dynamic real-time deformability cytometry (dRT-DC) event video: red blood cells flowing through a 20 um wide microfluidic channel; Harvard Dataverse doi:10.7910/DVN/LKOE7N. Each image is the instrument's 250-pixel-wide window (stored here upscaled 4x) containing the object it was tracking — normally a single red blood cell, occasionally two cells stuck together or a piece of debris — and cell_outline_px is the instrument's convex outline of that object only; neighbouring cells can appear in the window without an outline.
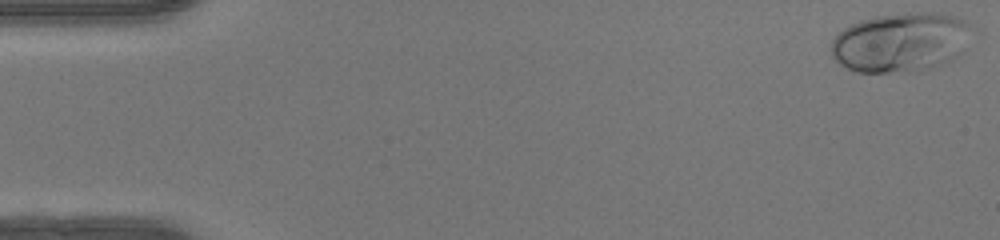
{"species": "human", "species_latin": "Homo sapiens", "temperature_condition": "warm", "stored_images_in_passage": 48, "camera_frame_rate_fps": 3000, "um_per_image_px": 0.085, "donor": {"sex": "female"}, "frame": {"image": 1, "passage_image": 1, "time_ms": 0.0, "image_size_px": [1000, 240], "cell_outline_px": [[980, 32], [964, 52], [952, 60], [928, 68], [912, 72], [856, 72], [840, 64], [832, 56], [832, 40], [844, 28], [860, 20], [876, 16], [908, 12], [940, 12], [960, 16], [980, 28]], "centroid_in_image_um": [76.76, 3.56], "position_along_channel_um": 8.2, "area_um2": 50.34}}
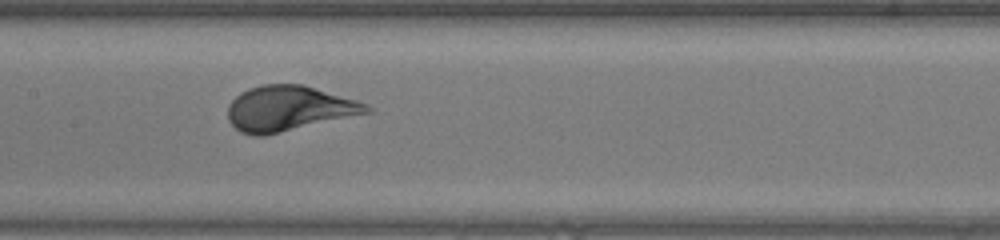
{"frame": {"image": 2, "passage_image": 24, "time_ms": 7.667, "image_size_px": [1000, 240], "cell_outline_px": [[372, 112], [264, 136], [252, 136], [240, 132], [228, 120], [228, 104], [240, 92], [248, 88], [264, 84], [304, 84], [356, 100], [368, 104], [372, 108]], "centroid_in_image_um": [24.54, 9.22], "position_along_channel_um": 182.9, "area_um2": 36.7}}
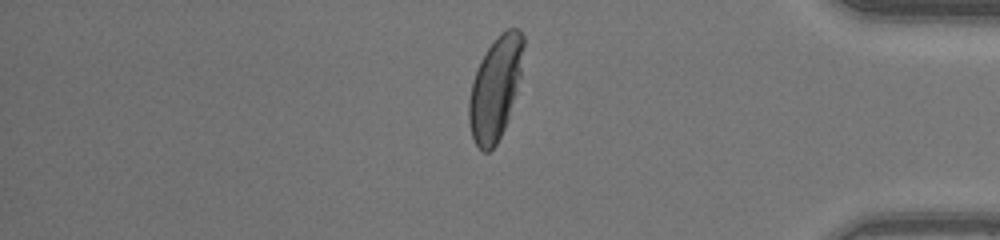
{"frame": {"image": 3, "passage_image": 41, "time_ms": 13.333, "image_size_px": [1000, 240], "cell_outline_px": [[524, 44], [520, 76], [516, 92], [508, 120], [496, 144], [488, 152], [484, 152], [476, 144], [472, 136], [468, 120], [468, 100], [472, 84], [480, 60], [496, 36], [500, 32], [508, 28], [516, 28], [524, 36]], "centroid_in_image_um": [42.1, 7.48], "position_along_channel_um": 393.1, "area_um2": 32.43}, "authors_computed_cell_mechanics": {"area_um2": 36.8475, "velocity_mm_per_s": 4.2027, "shape_relaxation_time_tau1_ms": 2.352, "shape_relaxation_time_tau2_ms": null, "deformation_change_tau1": 0.1789, "deformation_change_tau2": null}}